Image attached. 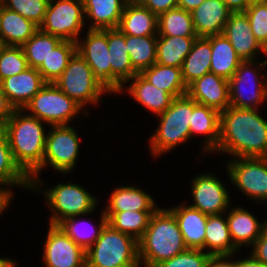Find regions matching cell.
Returning a JSON list of instances; mask_svg holds the SVG:
<instances>
[{
  "instance_id": "obj_20",
  "label": "cell",
  "mask_w": 267,
  "mask_h": 267,
  "mask_svg": "<svg viewBox=\"0 0 267 267\" xmlns=\"http://www.w3.org/2000/svg\"><path fill=\"white\" fill-rule=\"evenodd\" d=\"M118 29L130 36H157L158 16L138 0H129L124 7Z\"/></svg>"
},
{
  "instance_id": "obj_47",
  "label": "cell",
  "mask_w": 267,
  "mask_h": 267,
  "mask_svg": "<svg viewBox=\"0 0 267 267\" xmlns=\"http://www.w3.org/2000/svg\"><path fill=\"white\" fill-rule=\"evenodd\" d=\"M13 106L7 99L0 83V122H7L14 112Z\"/></svg>"
},
{
  "instance_id": "obj_49",
  "label": "cell",
  "mask_w": 267,
  "mask_h": 267,
  "mask_svg": "<svg viewBox=\"0 0 267 267\" xmlns=\"http://www.w3.org/2000/svg\"><path fill=\"white\" fill-rule=\"evenodd\" d=\"M235 267H267L266 264L257 260L251 253L247 258L235 261Z\"/></svg>"
},
{
  "instance_id": "obj_4",
  "label": "cell",
  "mask_w": 267,
  "mask_h": 267,
  "mask_svg": "<svg viewBox=\"0 0 267 267\" xmlns=\"http://www.w3.org/2000/svg\"><path fill=\"white\" fill-rule=\"evenodd\" d=\"M197 104L188 94L174 97L171 105L160 115L159 125L150 137L151 153L154 157L163 155L190 138V121Z\"/></svg>"
},
{
  "instance_id": "obj_12",
  "label": "cell",
  "mask_w": 267,
  "mask_h": 267,
  "mask_svg": "<svg viewBox=\"0 0 267 267\" xmlns=\"http://www.w3.org/2000/svg\"><path fill=\"white\" fill-rule=\"evenodd\" d=\"M86 39L77 41V52L92 69L94 78L108 91L120 93L122 89L111 79L107 29H88Z\"/></svg>"
},
{
  "instance_id": "obj_45",
  "label": "cell",
  "mask_w": 267,
  "mask_h": 267,
  "mask_svg": "<svg viewBox=\"0 0 267 267\" xmlns=\"http://www.w3.org/2000/svg\"><path fill=\"white\" fill-rule=\"evenodd\" d=\"M144 7L159 16L177 7V0H138Z\"/></svg>"
},
{
  "instance_id": "obj_13",
  "label": "cell",
  "mask_w": 267,
  "mask_h": 267,
  "mask_svg": "<svg viewBox=\"0 0 267 267\" xmlns=\"http://www.w3.org/2000/svg\"><path fill=\"white\" fill-rule=\"evenodd\" d=\"M227 166L229 179L239 191L256 202H267V157L236 158Z\"/></svg>"
},
{
  "instance_id": "obj_3",
  "label": "cell",
  "mask_w": 267,
  "mask_h": 267,
  "mask_svg": "<svg viewBox=\"0 0 267 267\" xmlns=\"http://www.w3.org/2000/svg\"><path fill=\"white\" fill-rule=\"evenodd\" d=\"M138 246L139 259L150 267L188 249L174 214L165 208H158L151 215Z\"/></svg>"
},
{
  "instance_id": "obj_28",
  "label": "cell",
  "mask_w": 267,
  "mask_h": 267,
  "mask_svg": "<svg viewBox=\"0 0 267 267\" xmlns=\"http://www.w3.org/2000/svg\"><path fill=\"white\" fill-rule=\"evenodd\" d=\"M38 29L32 21L2 6L0 41L3 45L22 46Z\"/></svg>"
},
{
  "instance_id": "obj_29",
  "label": "cell",
  "mask_w": 267,
  "mask_h": 267,
  "mask_svg": "<svg viewBox=\"0 0 267 267\" xmlns=\"http://www.w3.org/2000/svg\"><path fill=\"white\" fill-rule=\"evenodd\" d=\"M104 212L156 211L155 201L142 189L134 186L117 187L110 195Z\"/></svg>"
},
{
  "instance_id": "obj_26",
  "label": "cell",
  "mask_w": 267,
  "mask_h": 267,
  "mask_svg": "<svg viewBox=\"0 0 267 267\" xmlns=\"http://www.w3.org/2000/svg\"><path fill=\"white\" fill-rule=\"evenodd\" d=\"M190 138L204 134V153L215 152L219 140L220 112L212 107L197 103L191 114Z\"/></svg>"
},
{
  "instance_id": "obj_1",
  "label": "cell",
  "mask_w": 267,
  "mask_h": 267,
  "mask_svg": "<svg viewBox=\"0 0 267 267\" xmlns=\"http://www.w3.org/2000/svg\"><path fill=\"white\" fill-rule=\"evenodd\" d=\"M258 111L232 106L221 111L215 151L234 158L267 157V121Z\"/></svg>"
},
{
  "instance_id": "obj_48",
  "label": "cell",
  "mask_w": 267,
  "mask_h": 267,
  "mask_svg": "<svg viewBox=\"0 0 267 267\" xmlns=\"http://www.w3.org/2000/svg\"><path fill=\"white\" fill-rule=\"evenodd\" d=\"M232 256L218 255L210 256L206 262L205 267H235V261L227 260Z\"/></svg>"
},
{
  "instance_id": "obj_21",
  "label": "cell",
  "mask_w": 267,
  "mask_h": 267,
  "mask_svg": "<svg viewBox=\"0 0 267 267\" xmlns=\"http://www.w3.org/2000/svg\"><path fill=\"white\" fill-rule=\"evenodd\" d=\"M174 214L183 240L188 249L204 251L205 227L208 215L184 203L177 207L169 208Z\"/></svg>"
},
{
  "instance_id": "obj_39",
  "label": "cell",
  "mask_w": 267,
  "mask_h": 267,
  "mask_svg": "<svg viewBox=\"0 0 267 267\" xmlns=\"http://www.w3.org/2000/svg\"><path fill=\"white\" fill-rule=\"evenodd\" d=\"M61 41V38L38 29L22 45L28 67L37 69Z\"/></svg>"
},
{
  "instance_id": "obj_57",
  "label": "cell",
  "mask_w": 267,
  "mask_h": 267,
  "mask_svg": "<svg viewBox=\"0 0 267 267\" xmlns=\"http://www.w3.org/2000/svg\"><path fill=\"white\" fill-rule=\"evenodd\" d=\"M267 0H248L249 4L266 2Z\"/></svg>"
},
{
  "instance_id": "obj_42",
  "label": "cell",
  "mask_w": 267,
  "mask_h": 267,
  "mask_svg": "<svg viewBox=\"0 0 267 267\" xmlns=\"http://www.w3.org/2000/svg\"><path fill=\"white\" fill-rule=\"evenodd\" d=\"M3 6L19 13L38 27L42 24L49 0H2Z\"/></svg>"
},
{
  "instance_id": "obj_5",
  "label": "cell",
  "mask_w": 267,
  "mask_h": 267,
  "mask_svg": "<svg viewBox=\"0 0 267 267\" xmlns=\"http://www.w3.org/2000/svg\"><path fill=\"white\" fill-rule=\"evenodd\" d=\"M85 257L86 267H124L139 259L138 241L106 224Z\"/></svg>"
},
{
  "instance_id": "obj_33",
  "label": "cell",
  "mask_w": 267,
  "mask_h": 267,
  "mask_svg": "<svg viewBox=\"0 0 267 267\" xmlns=\"http://www.w3.org/2000/svg\"><path fill=\"white\" fill-rule=\"evenodd\" d=\"M147 81L173 97L187 94V86L182 79L181 68L155 63L140 73Z\"/></svg>"
},
{
  "instance_id": "obj_59",
  "label": "cell",
  "mask_w": 267,
  "mask_h": 267,
  "mask_svg": "<svg viewBox=\"0 0 267 267\" xmlns=\"http://www.w3.org/2000/svg\"><path fill=\"white\" fill-rule=\"evenodd\" d=\"M265 80H266L265 84H266V97H267V79H265Z\"/></svg>"
},
{
  "instance_id": "obj_18",
  "label": "cell",
  "mask_w": 267,
  "mask_h": 267,
  "mask_svg": "<svg viewBox=\"0 0 267 267\" xmlns=\"http://www.w3.org/2000/svg\"><path fill=\"white\" fill-rule=\"evenodd\" d=\"M0 83L14 109H24L32 97L46 84L40 72L32 67L5 78Z\"/></svg>"
},
{
  "instance_id": "obj_50",
  "label": "cell",
  "mask_w": 267,
  "mask_h": 267,
  "mask_svg": "<svg viewBox=\"0 0 267 267\" xmlns=\"http://www.w3.org/2000/svg\"><path fill=\"white\" fill-rule=\"evenodd\" d=\"M232 12H244L250 5L248 0H222Z\"/></svg>"
},
{
  "instance_id": "obj_36",
  "label": "cell",
  "mask_w": 267,
  "mask_h": 267,
  "mask_svg": "<svg viewBox=\"0 0 267 267\" xmlns=\"http://www.w3.org/2000/svg\"><path fill=\"white\" fill-rule=\"evenodd\" d=\"M157 36L197 37L190 11L176 7L158 16Z\"/></svg>"
},
{
  "instance_id": "obj_35",
  "label": "cell",
  "mask_w": 267,
  "mask_h": 267,
  "mask_svg": "<svg viewBox=\"0 0 267 267\" xmlns=\"http://www.w3.org/2000/svg\"><path fill=\"white\" fill-rule=\"evenodd\" d=\"M77 52L76 43L62 40L37 68L46 83H54L66 69L69 60Z\"/></svg>"
},
{
  "instance_id": "obj_40",
  "label": "cell",
  "mask_w": 267,
  "mask_h": 267,
  "mask_svg": "<svg viewBox=\"0 0 267 267\" xmlns=\"http://www.w3.org/2000/svg\"><path fill=\"white\" fill-rule=\"evenodd\" d=\"M76 219H77L76 216L75 217L67 218V219L61 221L58 224V226L62 229V231L67 236H69L76 244L80 245L86 251L99 238L102 229L107 224V217L105 216L104 211H102V215H101V218H100V224H99V226H96V230H95L94 229V226L92 227V225H90L92 228L90 227L89 228L90 229L89 231H87L88 229L87 230L84 229V231H82L83 229L81 230V228H79V227L82 226L80 224L87 223L86 221H83V222L78 223ZM87 224L84 225V226H87ZM84 226H82V228Z\"/></svg>"
},
{
  "instance_id": "obj_14",
  "label": "cell",
  "mask_w": 267,
  "mask_h": 267,
  "mask_svg": "<svg viewBox=\"0 0 267 267\" xmlns=\"http://www.w3.org/2000/svg\"><path fill=\"white\" fill-rule=\"evenodd\" d=\"M49 225L43 249L45 267H86V251L58 225Z\"/></svg>"
},
{
  "instance_id": "obj_23",
  "label": "cell",
  "mask_w": 267,
  "mask_h": 267,
  "mask_svg": "<svg viewBox=\"0 0 267 267\" xmlns=\"http://www.w3.org/2000/svg\"><path fill=\"white\" fill-rule=\"evenodd\" d=\"M107 42L110 54L111 79L122 89L137 74L130 61L125 34L118 28L107 29Z\"/></svg>"
},
{
  "instance_id": "obj_56",
  "label": "cell",
  "mask_w": 267,
  "mask_h": 267,
  "mask_svg": "<svg viewBox=\"0 0 267 267\" xmlns=\"http://www.w3.org/2000/svg\"><path fill=\"white\" fill-rule=\"evenodd\" d=\"M261 52L267 55V37L264 42L261 44Z\"/></svg>"
},
{
  "instance_id": "obj_27",
  "label": "cell",
  "mask_w": 267,
  "mask_h": 267,
  "mask_svg": "<svg viewBox=\"0 0 267 267\" xmlns=\"http://www.w3.org/2000/svg\"><path fill=\"white\" fill-rule=\"evenodd\" d=\"M208 215L205 227L204 251L210 256L237 254L238 249L234 246L230 231L228 228L227 218L224 214ZM210 251H209V250Z\"/></svg>"
},
{
  "instance_id": "obj_8",
  "label": "cell",
  "mask_w": 267,
  "mask_h": 267,
  "mask_svg": "<svg viewBox=\"0 0 267 267\" xmlns=\"http://www.w3.org/2000/svg\"><path fill=\"white\" fill-rule=\"evenodd\" d=\"M54 84L82 108L87 104L96 105L102 94L108 93L94 78L92 69L78 52L72 56Z\"/></svg>"
},
{
  "instance_id": "obj_6",
  "label": "cell",
  "mask_w": 267,
  "mask_h": 267,
  "mask_svg": "<svg viewBox=\"0 0 267 267\" xmlns=\"http://www.w3.org/2000/svg\"><path fill=\"white\" fill-rule=\"evenodd\" d=\"M78 138V134L73 126H52V130L46 136V147L42 166L30 177L32 190L34 189L37 192L38 187L43 183L39 179L38 174L47 165L61 173H70L75 167L76 159L79 155L80 145Z\"/></svg>"
},
{
  "instance_id": "obj_38",
  "label": "cell",
  "mask_w": 267,
  "mask_h": 267,
  "mask_svg": "<svg viewBox=\"0 0 267 267\" xmlns=\"http://www.w3.org/2000/svg\"><path fill=\"white\" fill-rule=\"evenodd\" d=\"M0 185L12 196L13 192L10 191V188H7L8 185L21 186L25 189H31L30 178L14 161L7 137L0 143Z\"/></svg>"
},
{
  "instance_id": "obj_51",
  "label": "cell",
  "mask_w": 267,
  "mask_h": 267,
  "mask_svg": "<svg viewBox=\"0 0 267 267\" xmlns=\"http://www.w3.org/2000/svg\"><path fill=\"white\" fill-rule=\"evenodd\" d=\"M13 196L4 188H0V215L4 213L5 209L10 205Z\"/></svg>"
},
{
  "instance_id": "obj_41",
  "label": "cell",
  "mask_w": 267,
  "mask_h": 267,
  "mask_svg": "<svg viewBox=\"0 0 267 267\" xmlns=\"http://www.w3.org/2000/svg\"><path fill=\"white\" fill-rule=\"evenodd\" d=\"M28 68L22 46L3 45L0 49V82Z\"/></svg>"
},
{
  "instance_id": "obj_44",
  "label": "cell",
  "mask_w": 267,
  "mask_h": 267,
  "mask_svg": "<svg viewBox=\"0 0 267 267\" xmlns=\"http://www.w3.org/2000/svg\"><path fill=\"white\" fill-rule=\"evenodd\" d=\"M210 254L200 249H187L154 267H205Z\"/></svg>"
},
{
  "instance_id": "obj_31",
  "label": "cell",
  "mask_w": 267,
  "mask_h": 267,
  "mask_svg": "<svg viewBox=\"0 0 267 267\" xmlns=\"http://www.w3.org/2000/svg\"><path fill=\"white\" fill-rule=\"evenodd\" d=\"M211 52V42L206 37H197L181 67L186 86L210 72Z\"/></svg>"
},
{
  "instance_id": "obj_30",
  "label": "cell",
  "mask_w": 267,
  "mask_h": 267,
  "mask_svg": "<svg viewBox=\"0 0 267 267\" xmlns=\"http://www.w3.org/2000/svg\"><path fill=\"white\" fill-rule=\"evenodd\" d=\"M211 42L210 72L229 80L243 61L223 34L206 37Z\"/></svg>"
},
{
  "instance_id": "obj_54",
  "label": "cell",
  "mask_w": 267,
  "mask_h": 267,
  "mask_svg": "<svg viewBox=\"0 0 267 267\" xmlns=\"http://www.w3.org/2000/svg\"><path fill=\"white\" fill-rule=\"evenodd\" d=\"M6 123L0 122V143L6 138Z\"/></svg>"
},
{
  "instance_id": "obj_2",
  "label": "cell",
  "mask_w": 267,
  "mask_h": 267,
  "mask_svg": "<svg viewBox=\"0 0 267 267\" xmlns=\"http://www.w3.org/2000/svg\"><path fill=\"white\" fill-rule=\"evenodd\" d=\"M15 109L6 123V137L16 164L30 178L41 166L45 154L44 122Z\"/></svg>"
},
{
  "instance_id": "obj_25",
  "label": "cell",
  "mask_w": 267,
  "mask_h": 267,
  "mask_svg": "<svg viewBox=\"0 0 267 267\" xmlns=\"http://www.w3.org/2000/svg\"><path fill=\"white\" fill-rule=\"evenodd\" d=\"M129 0H83L85 16L90 19L88 29H116Z\"/></svg>"
},
{
  "instance_id": "obj_24",
  "label": "cell",
  "mask_w": 267,
  "mask_h": 267,
  "mask_svg": "<svg viewBox=\"0 0 267 267\" xmlns=\"http://www.w3.org/2000/svg\"><path fill=\"white\" fill-rule=\"evenodd\" d=\"M129 81V84L133 81L131 85L126 86L130 96L156 116L162 114L171 105L174 97L165 90L152 85L140 73Z\"/></svg>"
},
{
  "instance_id": "obj_7",
  "label": "cell",
  "mask_w": 267,
  "mask_h": 267,
  "mask_svg": "<svg viewBox=\"0 0 267 267\" xmlns=\"http://www.w3.org/2000/svg\"><path fill=\"white\" fill-rule=\"evenodd\" d=\"M23 110L29 111V115L51 126L69 125L71 119L81 110L84 111V115L88 114L87 110H83L54 83H46Z\"/></svg>"
},
{
  "instance_id": "obj_34",
  "label": "cell",
  "mask_w": 267,
  "mask_h": 267,
  "mask_svg": "<svg viewBox=\"0 0 267 267\" xmlns=\"http://www.w3.org/2000/svg\"><path fill=\"white\" fill-rule=\"evenodd\" d=\"M155 211L104 212L107 224L114 230L128 234L139 241L148 227L151 215Z\"/></svg>"
},
{
  "instance_id": "obj_10",
  "label": "cell",
  "mask_w": 267,
  "mask_h": 267,
  "mask_svg": "<svg viewBox=\"0 0 267 267\" xmlns=\"http://www.w3.org/2000/svg\"><path fill=\"white\" fill-rule=\"evenodd\" d=\"M83 0H49L39 29L62 40L77 42L85 27Z\"/></svg>"
},
{
  "instance_id": "obj_46",
  "label": "cell",
  "mask_w": 267,
  "mask_h": 267,
  "mask_svg": "<svg viewBox=\"0 0 267 267\" xmlns=\"http://www.w3.org/2000/svg\"><path fill=\"white\" fill-rule=\"evenodd\" d=\"M252 249V255L267 265V226L255 241Z\"/></svg>"
},
{
  "instance_id": "obj_32",
  "label": "cell",
  "mask_w": 267,
  "mask_h": 267,
  "mask_svg": "<svg viewBox=\"0 0 267 267\" xmlns=\"http://www.w3.org/2000/svg\"><path fill=\"white\" fill-rule=\"evenodd\" d=\"M196 38L157 36L156 63L181 68Z\"/></svg>"
},
{
  "instance_id": "obj_58",
  "label": "cell",
  "mask_w": 267,
  "mask_h": 267,
  "mask_svg": "<svg viewBox=\"0 0 267 267\" xmlns=\"http://www.w3.org/2000/svg\"><path fill=\"white\" fill-rule=\"evenodd\" d=\"M2 6H3V2H2V0H0V13H1V10H2Z\"/></svg>"
},
{
  "instance_id": "obj_43",
  "label": "cell",
  "mask_w": 267,
  "mask_h": 267,
  "mask_svg": "<svg viewBox=\"0 0 267 267\" xmlns=\"http://www.w3.org/2000/svg\"><path fill=\"white\" fill-rule=\"evenodd\" d=\"M247 15L252 33L260 45L267 37V3H253L244 11Z\"/></svg>"
},
{
  "instance_id": "obj_16",
  "label": "cell",
  "mask_w": 267,
  "mask_h": 267,
  "mask_svg": "<svg viewBox=\"0 0 267 267\" xmlns=\"http://www.w3.org/2000/svg\"><path fill=\"white\" fill-rule=\"evenodd\" d=\"M187 94L197 103L219 112L230 106L229 80L211 72L191 82Z\"/></svg>"
},
{
  "instance_id": "obj_19",
  "label": "cell",
  "mask_w": 267,
  "mask_h": 267,
  "mask_svg": "<svg viewBox=\"0 0 267 267\" xmlns=\"http://www.w3.org/2000/svg\"><path fill=\"white\" fill-rule=\"evenodd\" d=\"M231 13L222 0H204L191 11L197 37L222 34Z\"/></svg>"
},
{
  "instance_id": "obj_52",
  "label": "cell",
  "mask_w": 267,
  "mask_h": 267,
  "mask_svg": "<svg viewBox=\"0 0 267 267\" xmlns=\"http://www.w3.org/2000/svg\"><path fill=\"white\" fill-rule=\"evenodd\" d=\"M204 0H177V7L186 11H192L201 5Z\"/></svg>"
},
{
  "instance_id": "obj_37",
  "label": "cell",
  "mask_w": 267,
  "mask_h": 267,
  "mask_svg": "<svg viewBox=\"0 0 267 267\" xmlns=\"http://www.w3.org/2000/svg\"><path fill=\"white\" fill-rule=\"evenodd\" d=\"M125 42L133 69L137 73L156 63L157 36L125 35Z\"/></svg>"
},
{
  "instance_id": "obj_53",
  "label": "cell",
  "mask_w": 267,
  "mask_h": 267,
  "mask_svg": "<svg viewBox=\"0 0 267 267\" xmlns=\"http://www.w3.org/2000/svg\"><path fill=\"white\" fill-rule=\"evenodd\" d=\"M15 262L11 258H0V267H15L17 265Z\"/></svg>"
},
{
  "instance_id": "obj_11",
  "label": "cell",
  "mask_w": 267,
  "mask_h": 267,
  "mask_svg": "<svg viewBox=\"0 0 267 267\" xmlns=\"http://www.w3.org/2000/svg\"><path fill=\"white\" fill-rule=\"evenodd\" d=\"M255 62V60L242 61L236 69L234 75L229 79L230 106L237 108L258 109L259 104L261 105V103L265 102L264 100L267 99L266 84H264L265 82L261 80L262 78H260L262 76L265 79L266 76L264 74H258V72L260 73L259 70H253L254 66H257V68L258 66L265 68L264 66L267 65V59L264 62H260L259 65H256ZM247 84H251L250 87L252 89H250ZM246 86L250 89H248V92L244 91L247 89Z\"/></svg>"
},
{
  "instance_id": "obj_15",
  "label": "cell",
  "mask_w": 267,
  "mask_h": 267,
  "mask_svg": "<svg viewBox=\"0 0 267 267\" xmlns=\"http://www.w3.org/2000/svg\"><path fill=\"white\" fill-rule=\"evenodd\" d=\"M228 190L212 173L196 175L191 183L194 204L189 205L206 215L226 213L231 205Z\"/></svg>"
},
{
  "instance_id": "obj_55",
  "label": "cell",
  "mask_w": 267,
  "mask_h": 267,
  "mask_svg": "<svg viewBox=\"0 0 267 267\" xmlns=\"http://www.w3.org/2000/svg\"><path fill=\"white\" fill-rule=\"evenodd\" d=\"M142 263L144 264V267H150L146 262H141L140 259H138L137 261L127 265V266H124V267H140L142 265ZM141 264V265H140Z\"/></svg>"
},
{
  "instance_id": "obj_9",
  "label": "cell",
  "mask_w": 267,
  "mask_h": 267,
  "mask_svg": "<svg viewBox=\"0 0 267 267\" xmlns=\"http://www.w3.org/2000/svg\"><path fill=\"white\" fill-rule=\"evenodd\" d=\"M48 208L53 211L49 224L58 225L70 217H80L92 213L97 206V199L84 187L73 183H65L44 191Z\"/></svg>"
},
{
  "instance_id": "obj_22",
  "label": "cell",
  "mask_w": 267,
  "mask_h": 267,
  "mask_svg": "<svg viewBox=\"0 0 267 267\" xmlns=\"http://www.w3.org/2000/svg\"><path fill=\"white\" fill-rule=\"evenodd\" d=\"M228 210L225 215L234 246L239 250L243 245H254L267 226V221L260 223L253 214L242 207Z\"/></svg>"
},
{
  "instance_id": "obj_17",
  "label": "cell",
  "mask_w": 267,
  "mask_h": 267,
  "mask_svg": "<svg viewBox=\"0 0 267 267\" xmlns=\"http://www.w3.org/2000/svg\"><path fill=\"white\" fill-rule=\"evenodd\" d=\"M222 34L228 39L237 55L243 60H255L261 53V45L256 40L244 12H232Z\"/></svg>"
}]
</instances>
